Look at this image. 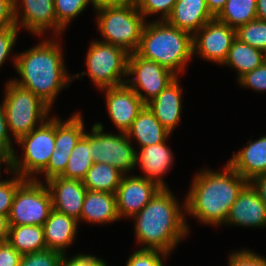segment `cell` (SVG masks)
Instances as JSON below:
<instances>
[{"label":"cell","mask_w":266,"mask_h":266,"mask_svg":"<svg viewBox=\"0 0 266 266\" xmlns=\"http://www.w3.org/2000/svg\"><path fill=\"white\" fill-rule=\"evenodd\" d=\"M170 191L169 188H161L151 201L131 218H135L136 240L138 244L143 245L139 249L159 250L169 254L188 236L190 226L185 218L186 212H183L186 211L185 200L180 206Z\"/></svg>","instance_id":"cell-1"},{"label":"cell","mask_w":266,"mask_h":266,"mask_svg":"<svg viewBox=\"0 0 266 266\" xmlns=\"http://www.w3.org/2000/svg\"><path fill=\"white\" fill-rule=\"evenodd\" d=\"M59 43L56 38H44L38 45L13 57L20 79L13 78L11 81L33 92L50 108L59 92L73 81V76H68Z\"/></svg>","instance_id":"cell-2"},{"label":"cell","mask_w":266,"mask_h":266,"mask_svg":"<svg viewBox=\"0 0 266 266\" xmlns=\"http://www.w3.org/2000/svg\"><path fill=\"white\" fill-rule=\"evenodd\" d=\"M248 181L228 164L222 172L205 169L196 173L185 198V214L200 223L225 224L232 205Z\"/></svg>","instance_id":"cell-3"},{"label":"cell","mask_w":266,"mask_h":266,"mask_svg":"<svg viewBox=\"0 0 266 266\" xmlns=\"http://www.w3.org/2000/svg\"><path fill=\"white\" fill-rule=\"evenodd\" d=\"M136 53L178 76L193 58L192 35L166 21H146Z\"/></svg>","instance_id":"cell-4"},{"label":"cell","mask_w":266,"mask_h":266,"mask_svg":"<svg viewBox=\"0 0 266 266\" xmlns=\"http://www.w3.org/2000/svg\"><path fill=\"white\" fill-rule=\"evenodd\" d=\"M95 11L97 27L103 36L100 41L115 44L128 53L136 52L146 23L136 2L133 0L124 4L103 5L96 7Z\"/></svg>","instance_id":"cell-5"},{"label":"cell","mask_w":266,"mask_h":266,"mask_svg":"<svg viewBox=\"0 0 266 266\" xmlns=\"http://www.w3.org/2000/svg\"><path fill=\"white\" fill-rule=\"evenodd\" d=\"M23 147L22 156L16 151L8 159L6 172L19 174L24 179H36L46 168L55 148V116L47 119L42 125L34 128L29 134L22 136L16 142ZM36 174V175H35Z\"/></svg>","instance_id":"cell-6"},{"label":"cell","mask_w":266,"mask_h":266,"mask_svg":"<svg viewBox=\"0 0 266 266\" xmlns=\"http://www.w3.org/2000/svg\"><path fill=\"white\" fill-rule=\"evenodd\" d=\"M4 97L2 104L8 131L15 141L49 119L51 108L33 92L11 80L6 83Z\"/></svg>","instance_id":"cell-7"},{"label":"cell","mask_w":266,"mask_h":266,"mask_svg":"<svg viewBox=\"0 0 266 266\" xmlns=\"http://www.w3.org/2000/svg\"><path fill=\"white\" fill-rule=\"evenodd\" d=\"M129 54L115 44L92 41L85 61L87 72L72 75L73 79L87 75L99 90L125 84Z\"/></svg>","instance_id":"cell-8"},{"label":"cell","mask_w":266,"mask_h":266,"mask_svg":"<svg viewBox=\"0 0 266 266\" xmlns=\"http://www.w3.org/2000/svg\"><path fill=\"white\" fill-rule=\"evenodd\" d=\"M53 210L52 197L45 183L37 179H26L15 193L10 214V226H43Z\"/></svg>","instance_id":"cell-9"},{"label":"cell","mask_w":266,"mask_h":266,"mask_svg":"<svg viewBox=\"0 0 266 266\" xmlns=\"http://www.w3.org/2000/svg\"><path fill=\"white\" fill-rule=\"evenodd\" d=\"M88 144L94 163H105L127 174L136 168V149L127 133H105L102 123L93 124Z\"/></svg>","instance_id":"cell-10"},{"label":"cell","mask_w":266,"mask_h":266,"mask_svg":"<svg viewBox=\"0 0 266 266\" xmlns=\"http://www.w3.org/2000/svg\"><path fill=\"white\" fill-rule=\"evenodd\" d=\"M130 75L134 77L127 78L126 84L145 104L157 97L177 77L170 70L136 52L129 54L127 76Z\"/></svg>","instance_id":"cell-11"},{"label":"cell","mask_w":266,"mask_h":266,"mask_svg":"<svg viewBox=\"0 0 266 266\" xmlns=\"http://www.w3.org/2000/svg\"><path fill=\"white\" fill-rule=\"evenodd\" d=\"M235 38L234 28L213 18L192 36L193 56L222 65Z\"/></svg>","instance_id":"cell-12"},{"label":"cell","mask_w":266,"mask_h":266,"mask_svg":"<svg viewBox=\"0 0 266 266\" xmlns=\"http://www.w3.org/2000/svg\"><path fill=\"white\" fill-rule=\"evenodd\" d=\"M14 18L19 30L24 28L39 37L49 30L56 37L64 31L57 24L54 0H14Z\"/></svg>","instance_id":"cell-13"},{"label":"cell","mask_w":266,"mask_h":266,"mask_svg":"<svg viewBox=\"0 0 266 266\" xmlns=\"http://www.w3.org/2000/svg\"><path fill=\"white\" fill-rule=\"evenodd\" d=\"M129 175V176H128ZM124 174L116 190V205L119 218H132L161 189L156 183L138 175Z\"/></svg>","instance_id":"cell-14"},{"label":"cell","mask_w":266,"mask_h":266,"mask_svg":"<svg viewBox=\"0 0 266 266\" xmlns=\"http://www.w3.org/2000/svg\"><path fill=\"white\" fill-rule=\"evenodd\" d=\"M101 90L106 94V108L111 121L120 133H127L146 104L126 83Z\"/></svg>","instance_id":"cell-15"},{"label":"cell","mask_w":266,"mask_h":266,"mask_svg":"<svg viewBox=\"0 0 266 266\" xmlns=\"http://www.w3.org/2000/svg\"><path fill=\"white\" fill-rule=\"evenodd\" d=\"M52 197L53 209L73 217L80 223V216L87 188L81 180L62 176L46 181Z\"/></svg>","instance_id":"cell-16"},{"label":"cell","mask_w":266,"mask_h":266,"mask_svg":"<svg viewBox=\"0 0 266 266\" xmlns=\"http://www.w3.org/2000/svg\"><path fill=\"white\" fill-rule=\"evenodd\" d=\"M243 227H266V205L257 190L248 182L232 205L224 225Z\"/></svg>","instance_id":"cell-17"},{"label":"cell","mask_w":266,"mask_h":266,"mask_svg":"<svg viewBox=\"0 0 266 266\" xmlns=\"http://www.w3.org/2000/svg\"><path fill=\"white\" fill-rule=\"evenodd\" d=\"M173 160V152L166 141L136 149V167L139 165L145 173L139 176L156 183L161 188H168L163 176L171 169Z\"/></svg>","instance_id":"cell-18"},{"label":"cell","mask_w":266,"mask_h":266,"mask_svg":"<svg viewBox=\"0 0 266 266\" xmlns=\"http://www.w3.org/2000/svg\"><path fill=\"white\" fill-rule=\"evenodd\" d=\"M182 93V87L179 85L177 76L157 97L146 104L170 133L181 121Z\"/></svg>","instance_id":"cell-19"},{"label":"cell","mask_w":266,"mask_h":266,"mask_svg":"<svg viewBox=\"0 0 266 266\" xmlns=\"http://www.w3.org/2000/svg\"><path fill=\"white\" fill-rule=\"evenodd\" d=\"M213 18L206 0H177L166 22L193 36Z\"/></svg>","instance_id":"cell-20"},{"label":"cell","mask_w":266,"mask_h":266,"mask_svg":"<svg viewBox=\"0 0 266 266\" xmlns=\"http://www.w3.org/2000/svg\"><path fill=\"white\" fill-rule=\"evenodd\" d=\"M248 142L227 164L250 182L255 176L266 174V136Z\"/></svg>","instance_id":"cell-21"},{"label":"cell","mask_w":266,"mask_h":266,"mask_svg":"<svg viewBox=\"0 0 266 266\" xmlns=\"http://www.w3.org/2000/svg\"><path fill=\"white\" fill-rule=\"evenodd\" d=\"M78 225L79 222L75 218L53 209L43 225L47 249L67 254L66 248L74 243Z\"/></svg>","instance_id":"cell-22"},{"label":"cell","mask_w":266,"mask_h":266,"mask_svg":"<svg viewBox=\"0 0 266 266\" xmlns=\"http://www.w3.org/2000/svg\"><path fill=\"white\" fill-rule=\"evenodd\" d=\"M119 219L115 193L86 191L80 221L107 224Z\"/></svg>","instance_id":"cell-23"},{"label":"cell","mask_w":266,"mask_h":266,"mask_svg":"<svg viewBox=\"0 0 266 266\" xmlns=\"http://www.w3.org/2000/svg\"><path fill=\"white\" fill-rule=\"evenodd\" d=\"M171 133L155 117L147 105L139 112L127 135L137 140L139 148L167 141Z\"/></svg>","instance_id":"cell-24"},{"label":"cell","mask_w":266,"mask_h":266,"mask_svg":"<svg viewBox=\"0 0 266 266\" xmlns=\"http://www.w3.org/2000/svg\"><path fill=\"white\" fill-rule=\"evenodd\" d=\"M265 62V52L235 38L222 65L233 68L238 73L237 80L245 73L253 71Z\"/></svg>","instance_id":"cell-25"},{"label":"cell","mask_w":266,"mask_h":266,"mask_svg":"<svg viewBox=\"0 0 266 266\" xmlns=\"http://www.w3.org/2000/svg\"><path fill=\"white\" fill-rule=\"evenodd\" d=\"M7 242L21 255L47 249L43 226H10Z\"/></svg>","instance_id":"cell-26"},{"label":"cell","mask_w":266,"mask_h":266,"mask_svg":"<svg viewBox=\"0 0 266 266\" xmlns=\"http://www.w3.org/2000/svg\"><path fill=\"white\" fill-rule=\"evenodd\" d=\"M124 173L105 163H94L82 180L89 191L116 193Z\"/></svg>","instance_id":"cell-27"},{"label":"cell","mask_w":266,"mask_h":266,"mask_svg":"<svg viewBox=\"0 0 266 266\" xmlns=\"http://www.w3.org/2000/svg\"><path fill=\"white\" fill-rule=\"evenodd\" d=\"M81 112L74 113L62 121L55 116V148L60 152L71 153L85 134V124Z\"/></svg>","instance_id":"cell-28"},{"label":"cell","mask_w":266,"mask_h":266,"mask_svg":"<svg viewBox=\"0 0 266 266\" xmlns=\"http://www.w3.org/2000/svg\"><path fill=\"white\" fill-rule=\"evenodd\" d=\"M257 0H227L224 9L216 17L235 30L257 19Z\"/></svg>","instance_id":"cell-29"},{"label":"cell","mask_w":266,"mask_h":266,"mask_svg":"<svg viewBox=\"0 0 266 266\" xmlns=\"http://www.w3.org/2000/svg\"><path fill=\"white\" fill-rule=\"evenodd\" d=\"M94 164L91 147L88 144V133L79 140L67 162V168L62 177L83 180L87 171Z\"/></svg>","instance_id":"cell-30"},{"label":"cell","mask_w":266,"mask_h":266,"mask_svg":"<svg viewBox=\"0 0 266 266\" xmlns=\"http://www.w3.org/2000/svg\"><path fill=\"white\" fill-rule=\"evenodd\" d=\"M236 38L266 52V21L255 19L238 27Z\"/></svg>","instance_id":"cell-31"},{"label":"cell","mask_w":266,"mask_h":266,"mask_svg":"<svg viewBox=\"0 0 266 266\" xmlns=\"http://www.w3.org/2000/svg\"><path fill=\"white\" fill-rule=\"evenodd\" d=\"M91 3L96 9L92 0H54L57 24L65 30L72 19L74 20Z\"/></svg>","instance_id":"cell-32"},{"label":"cell","mask_w":266,"mask_h":266,"mask_svg":"<svg viewBox=\"0 0 266 266\" xmlns=\"http://www.w3.org/2000/svg\"><path fill=\"white\" fill-rule=\"evenodd\" d=\"M63 254L50 249L21 256L18 266H60Z\"/></svg>","instance_id":"cell-33"},{"label":"cell","mask_w":266,"mask_h":266,"mask_svg":"<svg viewBox=\"0 0 266 266\" xmlns=\"http://www.w3.org/2000/svg\"><path fill=\"white\" fill-rule=\"evenodd\" d=\"M142 16H148L160 13L161 16L157 21H166L172 12L177 0H134Z\"/></svg>","instance_id":"cell-34"},{"label":"cell","mask_w":266,"mask_h":266,"mask_svg":"<svg viewBox=\"0 0 266 266\" xmlns=\"http://www.w3.org/2000/svg\"><path fill=\"white\" fill-rule=\"evenodd\" d=\"M12 179H0V214L9 216L17 188L26 180L13 173Z\"/></svg>","instance_id":"cell-35"},{"label":"cell","mask_w":266,"mask_h":266,"mask_svg":"<svg viewBox=\"0 0 266 266\" xmlns=\"http://www.w3.org/2000/svg\"><path fill=\"white\" fill-rule=\"evenodd\" d=\"M168 253L159 250L137 249L130 255L126 266H164L162 259H166Z\"/></svg>","instance_id":"cell-36"},{"label":"cell","mask_w":266,"mask_h":266,"mask_svg":"<svg viewBox=\"0 0 266 266\" xmlns=\"http://www.w3.org/2000/svg\"><path fill=\"white\" fill-rule=\"evenodd\" d=\"M237 82L244 88H251L257 92L266 91V62L253 71L245 73Z\"/></svg>","instance_id":"cell-37"},{"label":"cell","mask_w":266,"mask_h":266,"mask_svg":"<svg viewBox=\"0 0 266 266\" xmlns=\"http://www.w3.org/2000/svg\"><path fill=\"white\" fill-rule=\"evenodd\" d=\"M70 155L71 153L60 152L58 149L53 151L47 164V168L42 172L45 176V182L64 174Z\"/></svg>","instance_id":"cell-38"},{"label":"cell","mask_w":266,"mask_h":266,"mask_svg":"<svg viewBox=\"0 0 266 266\" xmlns=\"http://www.w3.org/2000/svg\"><path fill=\"white\" fill-rule=\"evenodd\" d=\"M228 266H266V258L250 249L233 251L228 258Z\"/></svg>","instance_id":"cell-39"},{"label":"cell","mask_w":266,"mask_h":266,"mask_svg":"<svg viewBox=\"0 0 266 266\" xmlns=\"http://www.w3.org/2000/svg\"><path fill=\"white\" fill-rule=\"evenodd\" d=\"M19 31L21 30L17 26L0 29V68L11 54Z\"/></svg>","instance_id":"cell-40"},{"label":"cell","mask_w":266,"mask_h":266,"mask_svg":"<svg viewBox=\"0 0 266 266\" xmlns=\"http://www.w3.org/2000/svg\"><path fill=\"white\" fill-rule=\"evenodd\" d=\"M8 125L5 116V110L3 104H0V155L4 156L7 160L12 156L15 151L12 139L8 133Z\"/></svg>","instance_id":"cell-41"},{"label":"cell","mask_w":266,"mask_h":266,"mask_svg":"<svg viewBox=\"0 0 266 266\" xmlns=\"http://www.w3.org/2000/svg\"><path fill=\"white\" fill-rule=\"evenodd\" d=\"M60 266H108L106 261L96 256L79 253L76 256L68 258L63 254Z\"/></svg>","instance_id":"cell-42"},{"label":"cell","mask_w":266,"mask_h":266,"mask_svg":"<svg viewBox=\"0 0 266 266\" xmlns=\"http://www.w3.org/2000/svg\"><path fill=\"white\" fill-rule=\"evenodd\" d=\"M21 256L7 241L0 243V266H18Z\"/></svg>","instance_id":"cell-43"},{"label":"cell","mask_w":266,"mask_h":266,"mask_svg":"<svg viewBox=\"0 0 266 266\" xmlns=\"http://www.w3.org/2000/svg\"><path fill=\"white\" fill-rule=\"evenodd\" d=\"M16 26L14 0H0V29Z\"/></svg>","instance_id":"cell-44"},{"label":"cell","mask_w":266,"mask_h":266,"mask_svg":"<svg viewBox=\"0 0 266 266\" xmlns=\"http://www.w3.org/2000/svg\"><path fill=\"white\" fill-rule=\"evenodd\" d=\"M250 183L257 190L261 200L266 205V174L255 176Z\"/></svg>","instance_id":"cell-45"},{"label":"cell","mask_w":266,"mask_h":266,"mask_svg":"<svg viewBox=\"0 0 266 266\" xmlns=\"http://www.w3.org/2000/svg\"><path fill=\"white\" fill-rule=\"evenodd\" d=\"M227 0H206L210 13L216 18L224 9Z\"/></svg>","instance_id":"cell-46"},{"label":"cell","mask_w":266,"mask_h":266,"mask_svg":"<svg viewBox=\"0 0 266 266\" xmlns=\"http://www.w3.org/2000/svg\"><path fill=\"white\" fill-rule=\"evenodd\" d=\"M9 228L8 216L0 214V243L8 240Z\"/></svg>","instance_id":"cell-47"},{"label":"cell","mask_w":266,"mask_h":266,"mask_svg":"<svg viewBox=\"0 0 266 266\" xmlns=\"http://www.w3.org/2000/svg\"><path fill=\"white\" fill-rule=\"evenodd\" d=\"M257 19L266 21V0H257Z\"/></svg>","instance_id":"cell-48"},{"label":"cell","mask_w":266,"mask_h":266,"mask_svg":"<svg viewBox=\"0 0 266 266\" xmlns=\"http://www.w3.org/2000/svg\"><path fill=\"white\" fill-rule=\"evenodd\" d=\"M133 0H92L95 7L103 6V5H113V4H124L127 2H131Z\"/></svg>","instance_id":"cell-49"},{"label":"cell","mask_w":266,"mask_h":266,"mask_svg":"<svg viewBox=\"0 0 266 266\" xmlns=\"http://www.w3.org/2000/svg\"><path fill=\"white\" fill-rule=\"evenodd\" d=\"M1 163L6 165L5 167H8V160L2 155H0V170H1V165H2ZM0 175H1V172H0ZM0 178H1V176H0Z\"/></svg>","instance_id":"cell-50"}]
</instances>
